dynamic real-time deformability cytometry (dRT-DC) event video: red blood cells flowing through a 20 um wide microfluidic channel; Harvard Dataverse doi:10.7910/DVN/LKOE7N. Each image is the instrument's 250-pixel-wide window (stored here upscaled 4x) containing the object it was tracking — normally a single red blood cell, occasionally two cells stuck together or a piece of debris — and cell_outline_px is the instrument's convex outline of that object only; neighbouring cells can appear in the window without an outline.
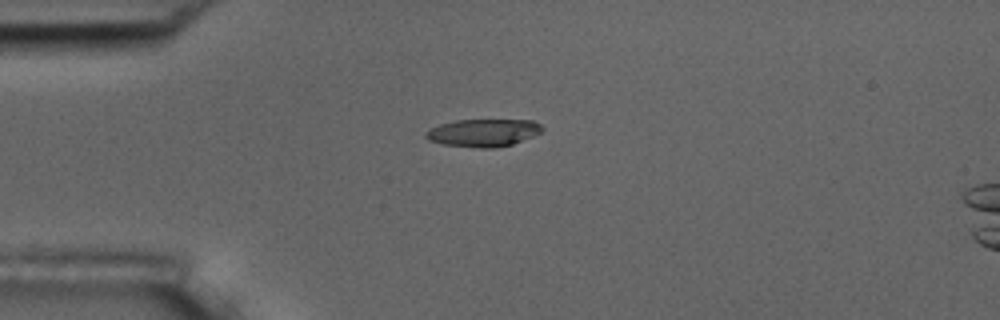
{"species": "common noctule bat (a hibernating species)", "species_latin": "Nyctalus noctula", "temperature_condition": "room temperature", "stored_images_in_passage": 12, "camera_frame_rate_fps": 3000, "um_per_image_px": 0.085, "animal": {"sex": "male", "body_mass_g": 17.5, "forearm_length_mm": 52.3}, "frame": {"image": 1, "passage_image": 1, "time_ms": 0.0, "image_size_px": [1000, 320], "cell_outline_px": [[544, 128], [540, 132], [532, 136], [512, 144], [496, 148], [480, 148], [444, 144], [428, 140], [424, 136], [424, 132], [440, 124], [456, 120], [532, 120], [540, 124]], "centroid_in_image_um": [41.07, 11.28], "position_along_channel_um": 43.9, "area_um2": 18.61}}
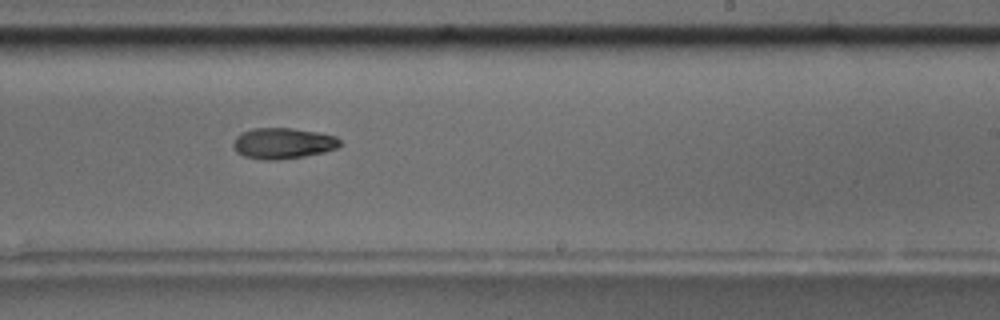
{"frame": {"image": 2, "passage_image": 7, "time_ms": 6.667, "image_size_px": [1000, 320], "cell_outline_px": [[340, 144], [336, 148], [324, 152], [304, 156], [276, 160], [264, 160], [244, 156], [236, 152], [232, 144], [236, 136], [252, 128], [292, 128], [316, 132], [336, 136], [340, 140]], "centroid_in_image_um": [24.03, 12.18], "position_along_channel_um": 265.0, "area_um2": 19.13}}
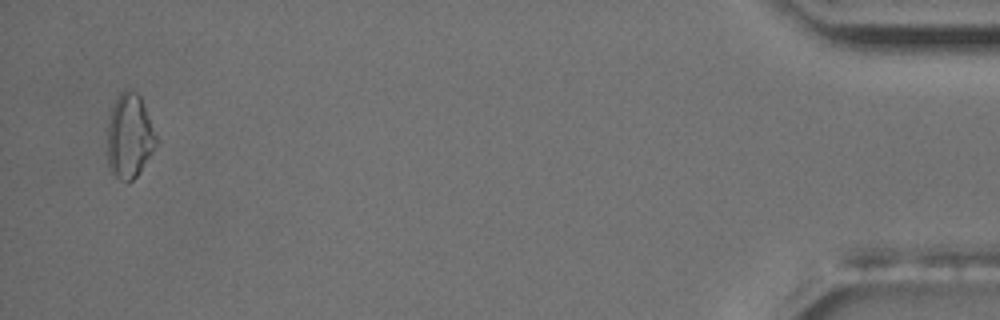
{"frame": {"image": 3, "passage_image": 12, "time_ms": 13.333, "image_size_px": [1000, 320], "cell_outline_px": [[156, 144], [140, 172], [128, 184], [120, 180], [108, 168], [108, 124], [112, 108], [120, 92], [124, 88], [132, 88], [140, 96], [156, 136]], "centroid_in_image_um": [10.99, 11.58], "position_along_channel_um": 424.2, "area_um2": 23.76}, "authors_computed_cell_mechanics": {"area_um2": 19.0162, "velocity_mm_per_s": 3.6293, "shape_relaxation_time_tau1_ms": 2.7838, "shape_relaxation_time_tau2_ms": 7.1756, "deformation_change_tau1": 0.1138, "deformation_change_tau2": 0.1149}}